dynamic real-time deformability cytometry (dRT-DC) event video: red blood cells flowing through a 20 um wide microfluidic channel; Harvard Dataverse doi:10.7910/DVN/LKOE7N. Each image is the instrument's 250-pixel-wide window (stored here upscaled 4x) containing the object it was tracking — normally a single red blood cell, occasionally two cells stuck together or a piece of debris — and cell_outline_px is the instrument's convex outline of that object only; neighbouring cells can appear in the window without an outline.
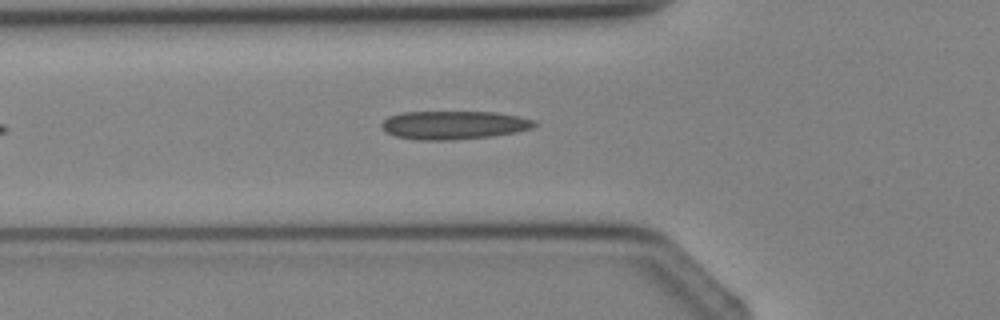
{"species": "Egyptian fruit bat (a non-hibernating species)", "species_latin": "Rousettus aegyptiacus", "temperature_condition": "cold", "stored_images_in_passage": 4, "camera_frame_rate_fps": 3000, "um_per_image_px": 0.085, "animal": {"sex": "female"}, "frame": {"image": 1, "passage_image": 4, "time_ms": 3.333, "image_size_px": [1000, 320], "cell_outline_px": [[536, 124], [532, 128], [516, 132], [492, 136], [452, 140], [416, 140], [396, 136], [380, 128], [380, 124], [388, 116], [404, 112], [496, 112], [536, 120]], "centroid_in_image_um": [38.55, 10.63], "position_along_channel_um": 87.2, "area_um2": 25.32}}